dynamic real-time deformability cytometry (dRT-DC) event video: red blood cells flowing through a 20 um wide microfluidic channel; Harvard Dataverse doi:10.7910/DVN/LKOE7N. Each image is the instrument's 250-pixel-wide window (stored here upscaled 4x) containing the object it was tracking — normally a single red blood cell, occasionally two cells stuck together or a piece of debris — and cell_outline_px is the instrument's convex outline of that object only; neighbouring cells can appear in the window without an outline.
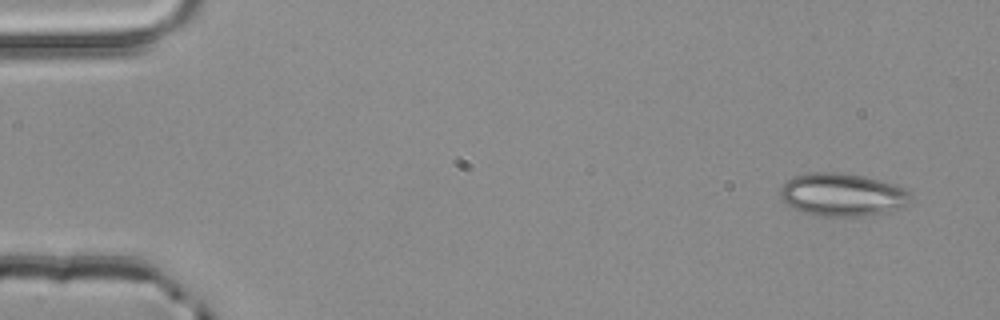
{"species": "common noctule bat (a hibernating species)", "species_latin": "Nyctalus noctula", "temperature_condition": "room temperature", "stored_images_in_passage": 3, "camera_frame_rate_fps": 3000, "um_per_image_px": 0.085, "animal": {"sex": "male", "body_mass_g": 20.4}, "frame": {"image": 1, "passage_image": 1, "time_ms": 0.0, "image_size_px": [1000, 320], "cell_outline_px": [[912, 200], [908, 204], [900, 208], [888, 212], [864, 216], [824, 216], [800, 212], [784, 204], [780, 196], [780, 188], [788, 180], [796, 176], [812, 172], [840, 172], [864, 176], [892, 184], [904, 188], [912, 192]], "centroid_in_image_um": [71.61, 16.56], "position_along_channel_um": 13.4, "area_um2": 32.89}}